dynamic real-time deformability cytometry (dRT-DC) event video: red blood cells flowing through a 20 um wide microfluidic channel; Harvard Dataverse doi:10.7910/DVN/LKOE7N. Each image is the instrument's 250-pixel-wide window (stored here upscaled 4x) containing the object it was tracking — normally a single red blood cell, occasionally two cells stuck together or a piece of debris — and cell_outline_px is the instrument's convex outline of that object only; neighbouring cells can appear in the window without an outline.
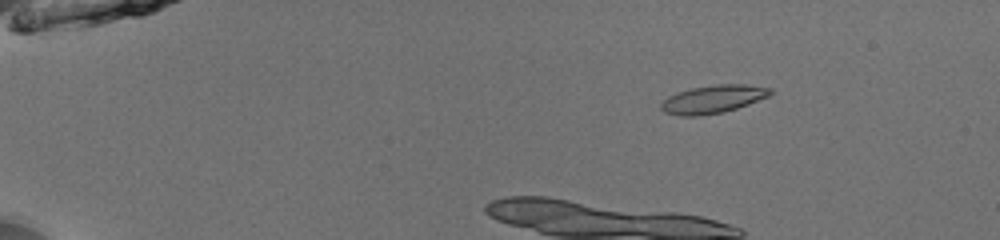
{"species": "common noctule bat (a hibernating species)", "species_latin": "Nyctalus noctula", "temperature_condition": "room temperature", "stored_images_in_passage": 7, "camera_frame_rate_fps": 3000, "um_per_image_px": 0.085, "animal": {"sex": "male", "body_mass_g": 13.0, "forearm_length_mm": 53.1}, "frame": {"image": 1, "passage_image": 1, "time_ms": 0.0, "image_size_px": [1000, 240], "cell_outline_px": [[772, 92], [768, 96], [748, 104], [724, 112], [700, 116], [680, 116], [664, 112], [660, 108], [660, 104], [668, 96], [692, 88], [716, 84], [744, 84], [772, 88]], "centroid_in_image_um": [60.59, 8.43], "position_along_channel_um": 24.4, "area_um2": 17.74}}